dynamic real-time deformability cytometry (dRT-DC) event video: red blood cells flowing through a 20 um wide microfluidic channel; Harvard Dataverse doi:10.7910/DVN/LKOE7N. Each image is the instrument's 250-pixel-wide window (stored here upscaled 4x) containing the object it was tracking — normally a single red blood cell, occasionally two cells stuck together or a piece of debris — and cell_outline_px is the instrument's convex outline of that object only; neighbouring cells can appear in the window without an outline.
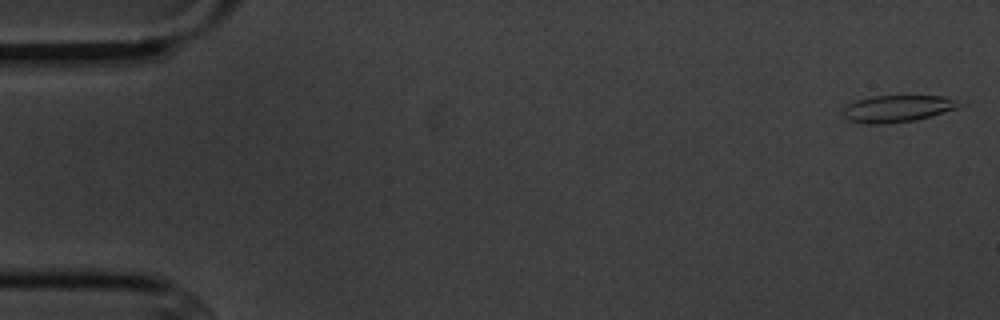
{"species": "common noctule bat (a hibernating species)", "species_latin": "Nyctalus noctula", "temperature_condition": "cold", "stored_images_in_passage": 5, "camera_frame_rate_fps": 3000, "um_per_image_px": 0.085, "animal": {"sex": "male", "body_mass_g": 20.1, "forearm_length_mm": 53.5}, "frame": {"image": 1, "passage_image": 1, "time_ms": 0.0, "image_size_px": [1000, 320], "cell_outline_px": [[960, 104], [956, 108], [916, 120], [880, 124], [868, 124], [844, 120], [844, 108], [848, 104], [856, 100], [872, 96], [944, 96]], "centroid_in_image_um": [76.18, 9.24], "position_along_channel_um": 8.8, "area_um2": 17.86}}